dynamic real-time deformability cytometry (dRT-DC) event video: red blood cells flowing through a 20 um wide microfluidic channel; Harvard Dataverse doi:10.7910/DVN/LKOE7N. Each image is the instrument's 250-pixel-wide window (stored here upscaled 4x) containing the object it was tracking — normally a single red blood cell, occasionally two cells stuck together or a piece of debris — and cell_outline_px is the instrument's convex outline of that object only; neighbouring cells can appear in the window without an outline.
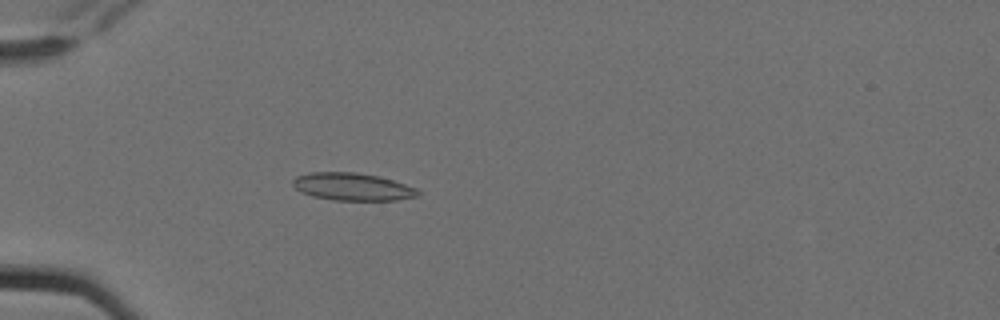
{"species": "Egyptian fruit bat (a non-hibernating species)", "species_latin": "Rousettus aegyptiacus", "temperature_condition": "cold", "stored_images_in_passage": 4, "camera_frame_rate_fps": 3000, "um_per_image_px": 0.085, "animal": {"sex": "female"}, "frame": {"image": 1, "passage_image": 4, "time_ms": 1.0, "image_size_px": [1000, 320], "cell_outline_px": [[420, 196], [396, 200], [332, 200], [312, 196], [300, 192], [292, 184], [292, 180], [296, 176], [308, 172], [356, 172], [380, 176], [416, 188], [420, 192]], "centroid_in_image_um": [29.94, 15.87], "position_along_channel_um": 55.1, "area_um2": 20.23}}